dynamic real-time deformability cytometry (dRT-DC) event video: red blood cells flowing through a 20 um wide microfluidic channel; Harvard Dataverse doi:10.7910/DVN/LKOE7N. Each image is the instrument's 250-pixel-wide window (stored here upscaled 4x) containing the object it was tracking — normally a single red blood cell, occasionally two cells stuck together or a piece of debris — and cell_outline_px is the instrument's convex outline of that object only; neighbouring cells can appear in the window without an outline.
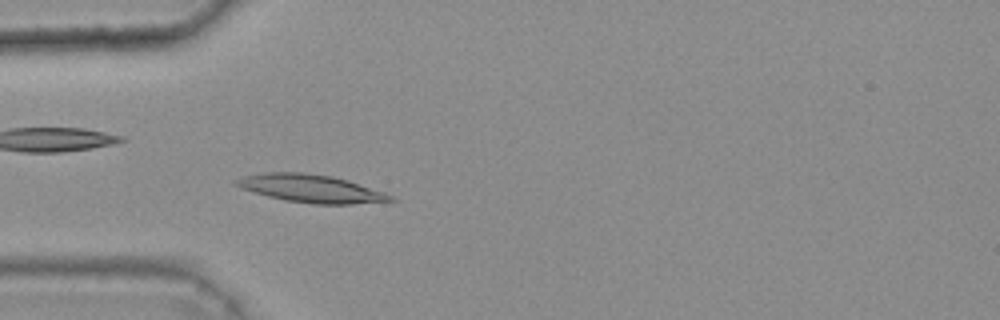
{"species": "common noctule bat (a hibernating species)", "species_latin": "Nyctalus noctula", "temperature_condition": "warm", "stored_images_in_passage": 45, "camera_frame_rate_fps": 3000, "um_per_image_px": 0.085, "animal": {"sex": "female", "body_mass_g": 25.1}, "frame": {"image": 1, "passage_image": 14, "time_ms": 4.333, "image_size_px": [1000, 320], "cell_outline_px": [[396, 200], [352, 204], [312, 204], [284, 200], [268, 196], [240, 188], [232, 184], [232, 180], [244, 176], [264, 172], [304, 172], [332, 176], [348, 180], [384, 192], [392, 196]], "centroid_in_image_um": [26.37, 16.02], "position_along_channel_um": 58.6, "area_um2": 25.14}, "authors_computed_cell_mechanics": {"area_um2": 22.3108, "velocity_mm_per_s": 3.6776, "shape_relaxation_time_tau1_ms": null, "shape_relaxation_time_tau2_ms": 3.4121, "deformation_change_tau1": null, "deformation_change_tau2": 0.0843}}